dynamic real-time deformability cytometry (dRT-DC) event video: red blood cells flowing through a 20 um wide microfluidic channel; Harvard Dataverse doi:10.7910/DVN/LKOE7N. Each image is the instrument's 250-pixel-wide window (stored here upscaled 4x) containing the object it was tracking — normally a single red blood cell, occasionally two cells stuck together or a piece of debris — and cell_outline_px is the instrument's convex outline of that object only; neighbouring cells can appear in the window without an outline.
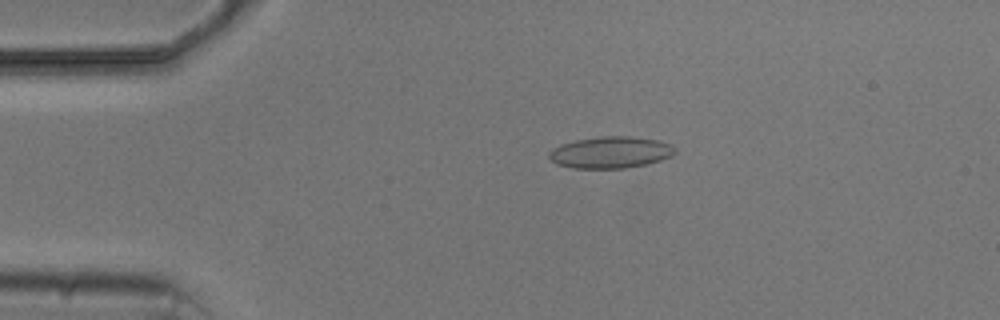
{"species": "common noctule bat (a hibernating species)", "species_latin": "Nyctalus noctula", "temperature_condition": "cold", "stored_images_in_passage": 6, "camera_frame_rate_fps": 3000, "um_per_image_px": 0.085, "animal": {"sex": "male", "body_mass_g": 20.5, "forearm_length_mm": 52.5}, "frame": {"image": 1, "passage_image": 3, "time_ms": 3.333, "image_size_px": [1000, 320], "cell_outline_px": [[676, 152], [672, 156], [648, 164], [624, 168], [572, 168], [556, 164], [548, 156], [548, 152], [552, 148], [560, 144], [576, 140], [600, 136], [628, 136], [656, 140], [672, 144], [676, 148]], "centroid_in_image_um": [51.89, 12.95], "position_along_channel_um": 33.1, "area_um2": 23.35}}
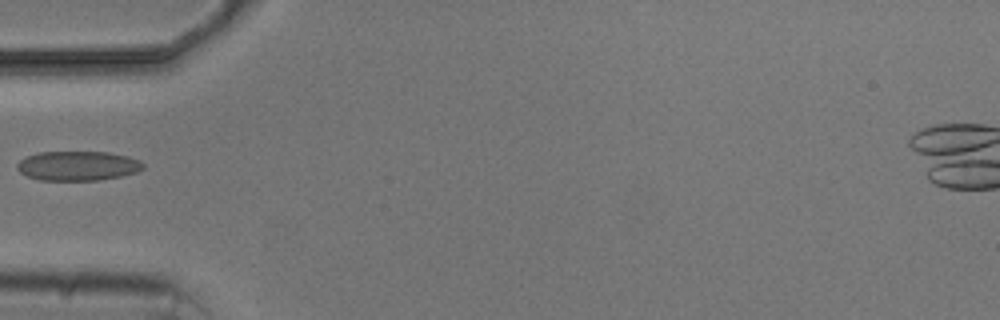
{"frame": {"image": 2, "passage_image": 5, "time_ms": 5.667, "image_size_px": [1000, 320], "cell_outline_px": [[144, 168], [136, 172], [120, 176], [100, 180], [40, 180], [28, 176], [20, 172], [16, 168], [16, 164], [20, 160], [28, 156], [40, 152], [108, 152], [128, 156], [140, 160], [144, 164]], "centroid_in_image_um": [6.62, 14.09], "position_along_channel_um": 78.4, "area_um2": 21.62}}
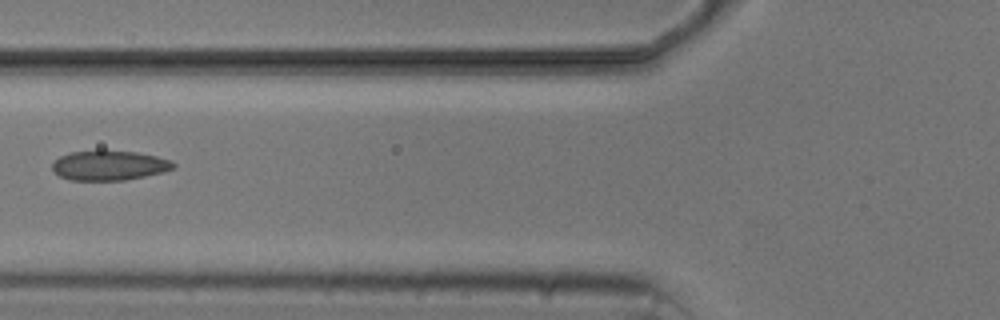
{"frame": {"image": 3, "passage_image": 6, "time_ms": 6.667, "image_size_px": [1000, 320], "cell_outline_px": [[176, 168], [164, 172], [124, 180], [72, 180], [60, 176], [52, 168], [52, 164], [60, 156], [72, 152], [100, 148], [104, 148], [136, 152], [156, 156], [172, 160], [176, 164]], "centroid_in_image_um": [9.32, 14.02], "position_along_channel_um": 116.5, "area_um2": 21.5}}